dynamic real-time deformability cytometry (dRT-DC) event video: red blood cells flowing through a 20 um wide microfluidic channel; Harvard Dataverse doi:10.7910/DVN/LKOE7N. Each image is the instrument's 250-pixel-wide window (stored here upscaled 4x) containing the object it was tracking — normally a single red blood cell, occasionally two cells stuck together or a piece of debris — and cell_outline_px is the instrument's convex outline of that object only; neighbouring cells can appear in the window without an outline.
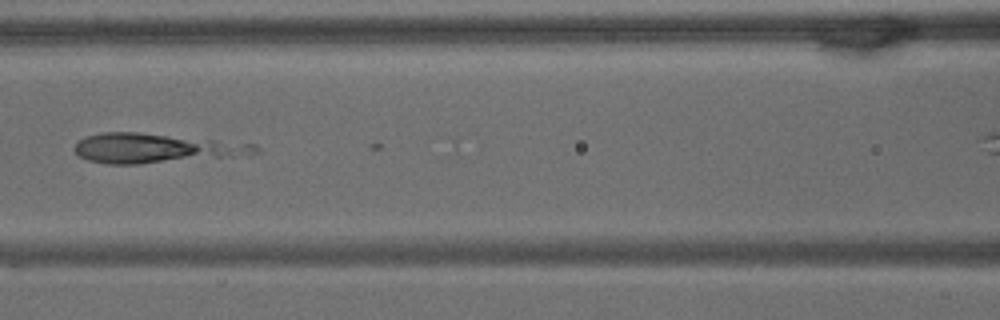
{"species": "common noctule bat (a hibernating species)", "species_latin": "Nyctalus noctula", "temperature_condition": "warm", "stored_images_in_passage": 11, "camera_frame_rate_fps": 3000, "um_per_image_px": 0.085, "animal": {"sex": "male", "body_mass_g": 15.6}, "frame": {"image": 1, "passage_image": 8, "time_ms": 2.333, "image_size_px": [1000, 320], "cell_outline_px": [[260, 152], [232, 156], [136, 164], [108, 164], [88, 160], [80, 156], [72, 148], [84, 136], [100, 132], [136, 132], [256, 144], [260, 148]], "centroid_in_image_um": [13.14, 12.59], "position_along_channel_um": 153.5, "area_um2": 30.63}}